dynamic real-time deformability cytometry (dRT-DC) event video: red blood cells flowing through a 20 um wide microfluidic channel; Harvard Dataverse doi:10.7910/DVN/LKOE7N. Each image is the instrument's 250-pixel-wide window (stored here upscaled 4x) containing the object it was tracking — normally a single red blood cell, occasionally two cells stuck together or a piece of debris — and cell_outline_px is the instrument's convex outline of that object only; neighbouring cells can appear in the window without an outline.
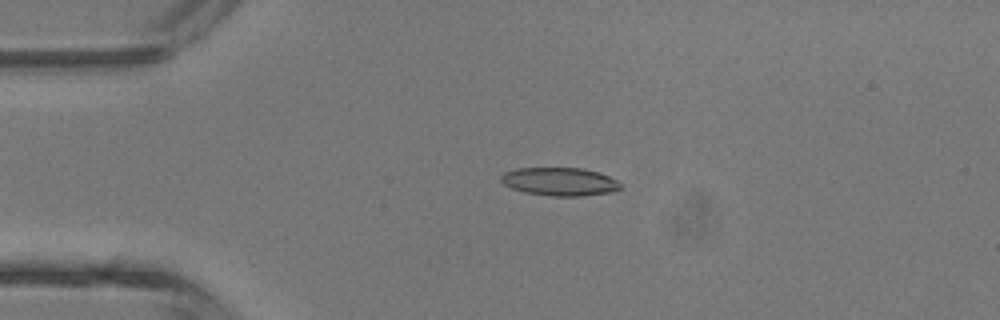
{"species": "common noctule bat (a hibernating species)", "species_latin": "Nyctalus noctula", "temperature_condition": "room temperature", "stored_images_in_passage": 5, "camera_frame_rate_fps": 3000, "um_per_image_px": 0.085, "animal": {"sex": "male", "body_mass_g": 13.3}, "frame": {"image": 1, "passage_image": 3, "time_ms": 2.333, "image_size_px": [1000, 320], "cell_outline_px": [[620, 188], [608, 192], [580, 196], [552, 196], [524, 192], [512, 188], [504, 184], [500, 180], [500, 176], [504, 172], [516, 168], [584, 168], [600, 172], [616, 180], [620, 184]], "centroid_in_image_um": [47.53, 15.42], "position_along_channel_um": 37.5, "area_um2": 19.54}}
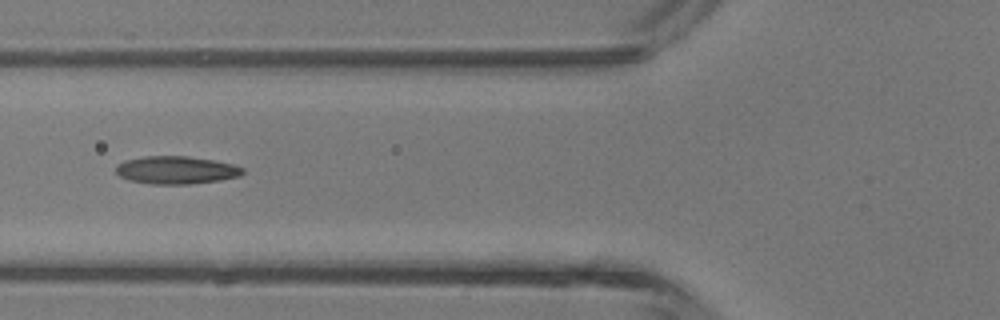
{"frame": {"image": 2, "passage_image": 5, "time_ms": 4.667, "image_size_px": [1000, 320], "cell_outline_px": [[244, 172], [240, 176], [220, 180], [192, 184], [152, 184], [128, 180], [120, 176], [116, 172], [116, 164], [124, 160], [144, 156], [188, 156], [212, 160], [232, 164], [244, 168]], "centroid_in_image_um": [14.96, 14.45], "position_along_channel_um": 110.8, "area_um2": 20.63}}